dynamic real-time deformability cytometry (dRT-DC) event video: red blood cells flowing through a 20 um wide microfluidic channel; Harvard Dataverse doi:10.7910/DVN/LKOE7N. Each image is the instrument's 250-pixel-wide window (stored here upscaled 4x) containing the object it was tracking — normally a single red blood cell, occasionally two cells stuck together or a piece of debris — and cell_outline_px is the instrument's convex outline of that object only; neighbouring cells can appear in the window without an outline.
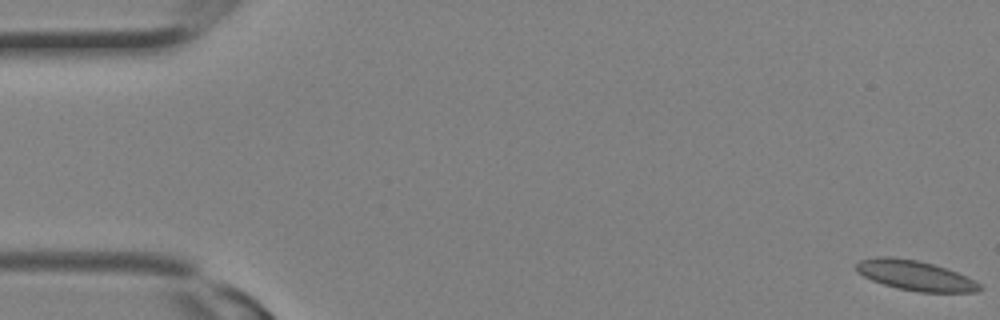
{"species": "Egyptian fruit bat (a non-hibernating species)", "species_latin": "Rousettus aegyptiacus", "temperature_condition": "room temperature", "stored_images_in_passage": 30, "camera_frame_rate_fps": 3000, "um_per_image_px": 0.085, "animal": {"sex": "female"}, "frame": {"image": 1, "passage_image": 1, "time_ms": 0.0, "image_size_px": [1000, 320], "cell_outline_px": [[984, 288], [976, 292], [920, 292], [896, 288], [872, 280], [856, 272], [856, 264], [860, 260], [876, 256], [892, 256], [916, 260], [948, 268], [968, 276], [976, 280]], "centroid_in_image_um": [77.82, 23.41], "position_along_channel_um": 7.2, "area_um2": 21.79}}
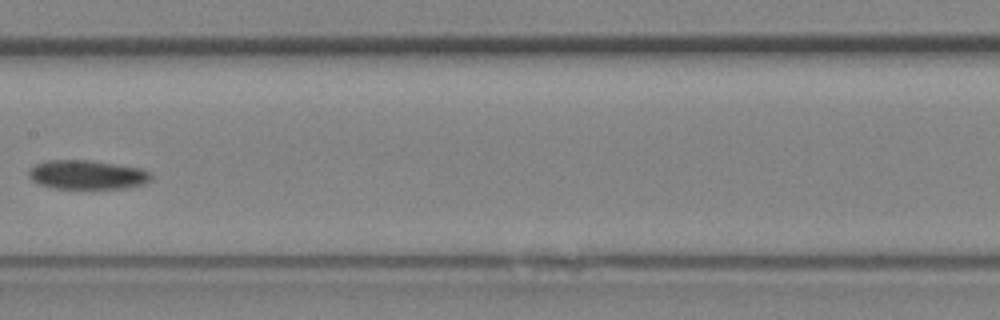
{"frame": {"image": 2, "passage_image": 16, "time_ms": 5.0, "image_size_px": [1000, 320], "cell_outline_px": [[152, 180], [144, 184], [124, 188], [56, 188], [36, 184], [28, 176], [28, 172], [36, 164], [48, 160], [88, 160], [144, 168], [152, 172]], "centroid_in_image_um": [7.45, 14.85], "position_along_channel_um": 199.9, "area_um2": 20.87}}
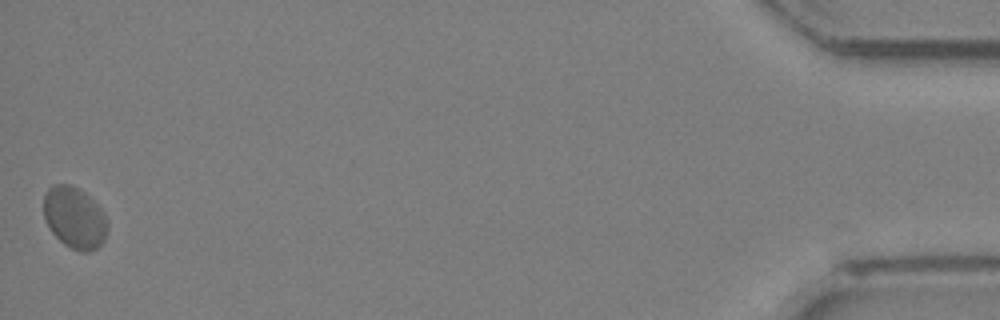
{"frame": {"image": 3, "passage_image": 30, "time_ms": 9.667, "image_size_px": [1000, 320], "cell_outline_px": [[108, 228], [104, 240], [96, 248], [88, 252], [80, 252], [64, 244], [52, 232], [44, 216], [44, 196], [48, 188], [52, 184], [72, 184], [80, 188], [104, 212], [108, 220]], "centroid_in_image_um": [6.35, 18.49], "position_along_channel_um": 428.8, "area_um2": 22.95}}